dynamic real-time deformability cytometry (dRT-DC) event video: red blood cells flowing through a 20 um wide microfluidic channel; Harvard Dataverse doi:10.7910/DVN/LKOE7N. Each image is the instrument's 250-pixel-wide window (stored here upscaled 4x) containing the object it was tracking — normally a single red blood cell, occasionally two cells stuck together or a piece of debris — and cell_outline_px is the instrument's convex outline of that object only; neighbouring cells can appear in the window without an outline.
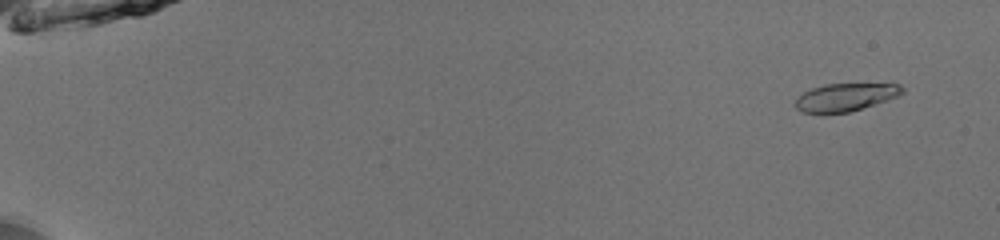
{"species": "common noctule bat (a hibernating species)", "species_latin": "Nyctalus noctula", "temperature_condition": "room temperature", "stored_images_in_passage": 53, "camera_frame_rate_fps": 3000, "um_per_image_px": 0.085, "animal": {"sex": "male", "body_mass_g": 13.0, "forearm_length_mm": 53.1}, "frame": {"image": 1, "passage_image": 4, "time_ms": 1.0, "image_size_px": [1000, 240], "cell_outline_px": [[904, 92], [896, 96], [848, 112], [820, 116], [800, 112], [792, 104], [804, 92], [812, 88], [824, 84], [900, 84], [904, 88]], "centroid_in_image_um": [71.74, 8.3], "position_along_channel_um": 13.3, "area_um2": 17.51}}
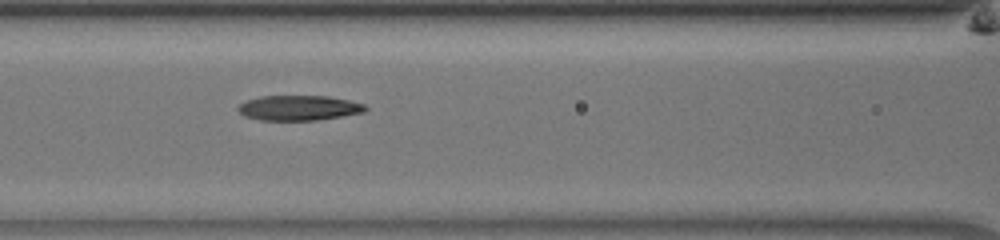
{"frame": {"image": 2, "passage_image": 26, "time_ms": 8.333, "image_size_px": [1000, 240], "cell_outline_px": [[368, 108], [364, 112], [316, 120], [260, 120], [244, 116], [236, 108], [240, 104], [248, 100], [260, 96], [328, 96], [348, 100], [364, 104]], "centroid_in_image_um": [25.39, 9.17], "position_along_channel_um": 141.2, "area_um2": 18.44}}
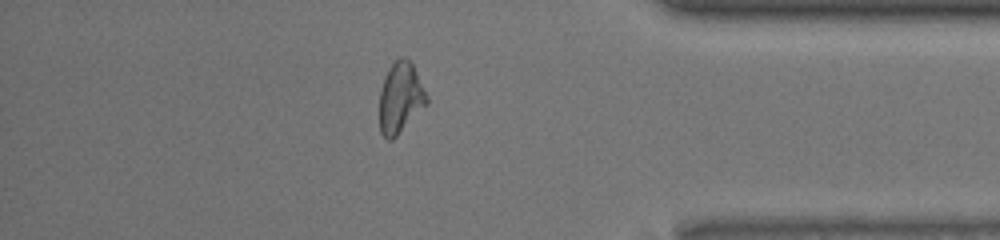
{"frame": {"image": 3, "passage_image": 47, "time_ms": 15.333, "image_size_px": [1000, 240], "cell_outline_px": [[428, 104], [392, 140], [388, 140], [380, 132], [380, 88], [384, 76], [388, 68], [400, 56], [404, 56], [412, 64], [428, 96]], "centroid_in_image_um": [34.03, 8.31], "position_along_channel_um": 401.2, "area_um2": 19.48}, "authors_computed_cell_mechanics": {"area_um2": 19.074, "velocity_mm_per_s": 3.9664, "shape_relaxation_time_tau1_ms": 6.7613, "shape_relaxation_time_tau2_ms": 3.371, "deformation_change_tau1": 0.2066, "deformation_change_tau2": 0.115}}